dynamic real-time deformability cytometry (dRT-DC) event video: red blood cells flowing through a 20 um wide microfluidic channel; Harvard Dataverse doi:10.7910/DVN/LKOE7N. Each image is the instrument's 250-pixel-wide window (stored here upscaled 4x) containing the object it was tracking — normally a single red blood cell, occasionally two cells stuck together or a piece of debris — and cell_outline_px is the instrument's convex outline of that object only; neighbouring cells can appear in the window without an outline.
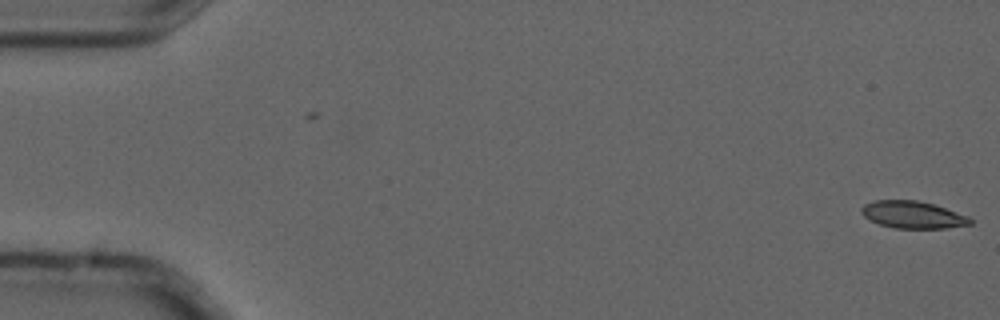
{"species": "common noctule bat (a hibernating species)", "species_latin": "Nyctalus noctula", "temperature_condition": "cold", "stored_images_in_passage": 2, "camera_frame_rate_fps": 3000, "um_per_image_px": 0.085, "animal": {"sex": "male", "forearm_length_mm": 52.5}, "frame": {"image": 1, "passage_image": 2, "time_ms": 0.333, "image_size_px": [1000, 320], "cell_outline_px": [[972, 224], [944, 228], [896, 228], [880, 224], [868, 220], [860, 212], [860, 208], [864, 204], [876, 200], [916, 200], [932, 204], [968, 216], [972, 220]], "centroid_in_image_um": [77.54, 18.25], "position_along_channel_um": 7.5, "area_um2": 17.11}}